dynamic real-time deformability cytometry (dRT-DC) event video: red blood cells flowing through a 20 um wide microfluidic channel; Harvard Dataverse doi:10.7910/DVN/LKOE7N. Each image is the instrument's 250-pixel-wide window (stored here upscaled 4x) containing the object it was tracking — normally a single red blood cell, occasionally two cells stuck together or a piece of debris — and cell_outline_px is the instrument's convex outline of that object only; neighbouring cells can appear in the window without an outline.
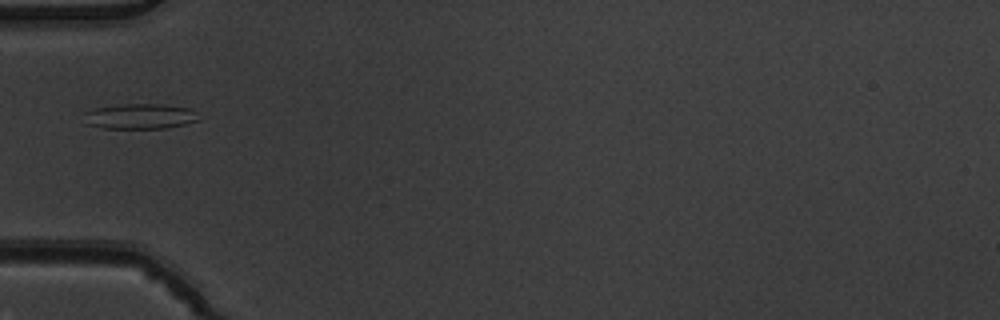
{"species": "common noctule bat (a hibernating species)", "species_latin": "Nyctalus noctula", "temperature_condition": "warm", "stored_images_in_passage": 2, "camera_frame_rate_fps": 3000, "um_per_image_px": 0.085, "animal": {"sex": "male", "body_mass_g": 19.5, "forearm_length_mm": 54.6}, "frame": {"image": 1, "passage_image": 1, "time_ms": 0.0, "image_size_px": [1000, 320], "cell_outline_px": [[200, 120], [168, 128], [104, 128], [84, 124], [84, 112], [96, 108], [124, 104], [160, 104], [188, 108], [196, 112]], "centroid_in_image_um": [11.88, 9.89], "position_along_channel_um": 73.1, "area_um2": 16.88}}
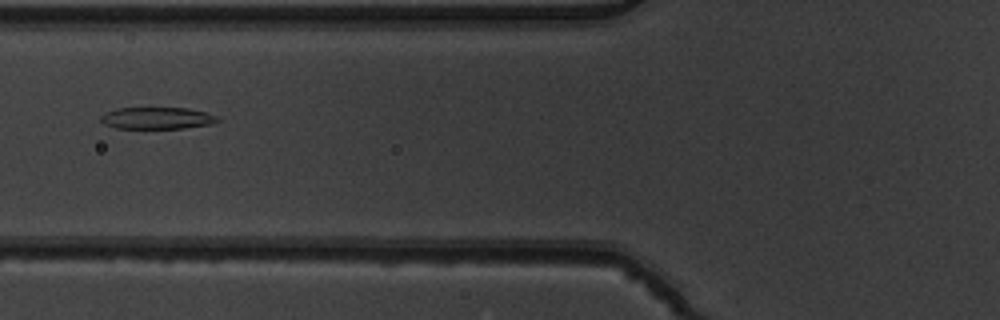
{"frame": {"image": 2, "passage_image": 2, "time_ms": 0.333, "image_size_px": [1000, 320], "cell_outline_px": [[220, 120], [212, 124], [184, 128], [116, 128], [104, 124], [100, 120], [100, 116], [104, 112], [116, 108], [188, 108], [208, 112], [220, 116]], "centroid_in_image_um": [13.38, 10.03], "position_along_channel_um": 112.4, "area_um2": 15.09}}